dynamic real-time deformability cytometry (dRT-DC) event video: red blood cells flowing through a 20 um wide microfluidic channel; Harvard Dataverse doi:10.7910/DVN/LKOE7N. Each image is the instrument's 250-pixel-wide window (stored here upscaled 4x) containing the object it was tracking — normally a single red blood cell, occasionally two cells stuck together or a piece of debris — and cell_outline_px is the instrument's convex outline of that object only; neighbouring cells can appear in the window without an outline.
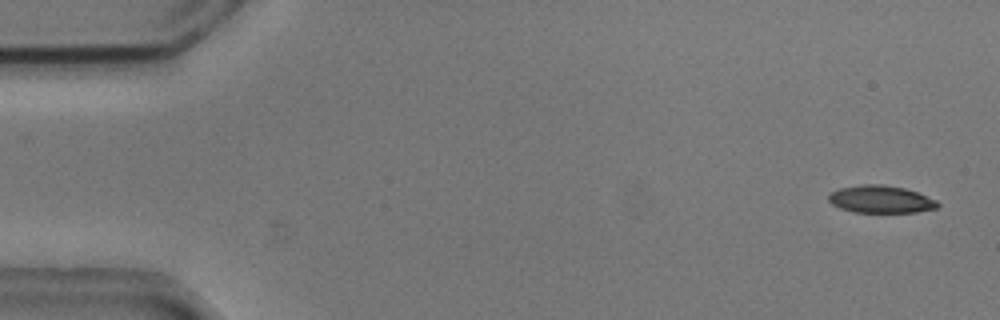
{"species": "common noctule bat (a hibernating species)", "species_latin": "Nyctalus noctula", "temperature_condition": "cold", "stored_images_in_passage": 54, "camera_frame_rate_fps": 3000, "um_per_image_px": 0.085, "animal": {"sex": "male", "body_mass_g": 20.5, "forearm_length_mm": 52.5}, "frame": {"image": 1, "passage_image": 2, "time_ms": 0.333, "image_size_px": [1000, 320], "cell_outline_px": [[940, 204], [936, 208], [916, 212], [852, 212], [840, 208], [832, 204], [828, 200], [828, 196], [832, 192], [840, 188], [860, 184], [884, 184], [904, 188], [916, 192], [936, 200]], "centroid_in_image_um": [74.84, 16.93], "position_along_channel_um": 10.2, "area_um2": 17.4}}
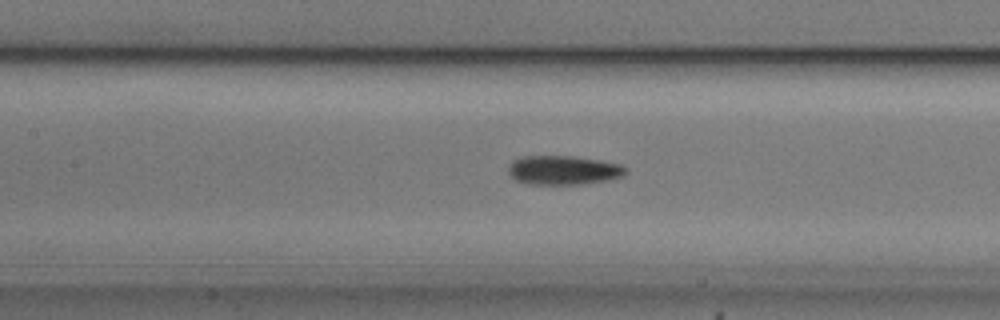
{"frame": {"image": 2, "passage_image": 24, "time_ms": 7.667, "image_size_px": [1000, 320], "cell_outline_px": [[628, 172], [624, 176], [604, 180], [580, 184], [528, 184], [516, 180], [508, 172], [508, 168], [512, 160], [524, 156], [572, 156], [600, 160], [620, 164], [628, 168]], "centroid_in_image_um": [47.9, 14.45], "position_along_channel_um": 159.5, "area_um2": 19.88}}
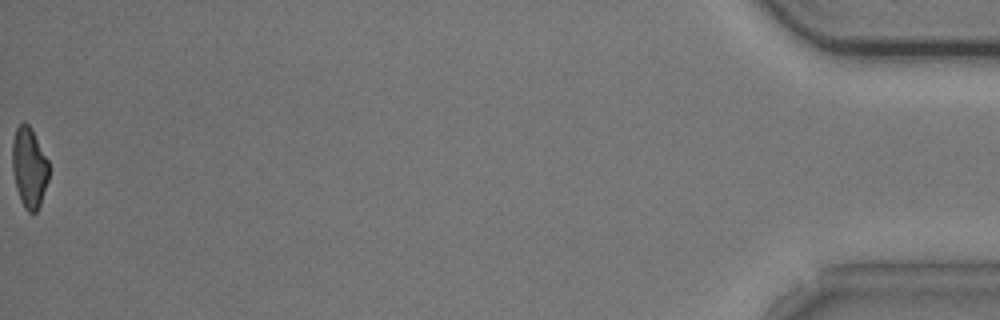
{"frame": {"image": 3, "passage_image": 54, "time_ms": 17.667, "image_size_px": [1000, 320], "cell_outline_px": [[48, 180], [40, 204], [36, 212], [28, 212], [24, 208], [20, 200], [12, 168], [12, 140], [16, 128], [20, 124], [28, 124], [32, 128], [48, 160]], "centroid_in_image_um": [2.48, 14.23], "position_along_channel_um": 432.7, "area_um2": 16.99}, "authors_computed_cell_mechanics": {"area_um2": 18.7272, "velocity_mm_per_s": 3.756, "shape_relaxation_time_tau1_ms": 2.4098, "shape_relaxation_time_tau2_ms": 5.3055, "deformation_change_tau1": 0.121, "deformation_change_tau2": 0.1285}}